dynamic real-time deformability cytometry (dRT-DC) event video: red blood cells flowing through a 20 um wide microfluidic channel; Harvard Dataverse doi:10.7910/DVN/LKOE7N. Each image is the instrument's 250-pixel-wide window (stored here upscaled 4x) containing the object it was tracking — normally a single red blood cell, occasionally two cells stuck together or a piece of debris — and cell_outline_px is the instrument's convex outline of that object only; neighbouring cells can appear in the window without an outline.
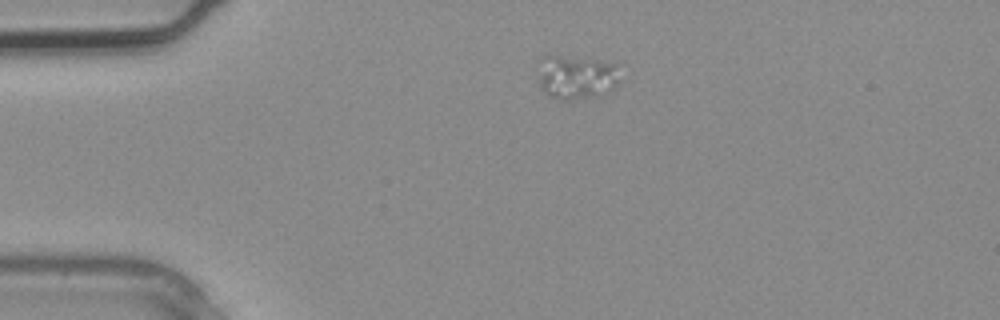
{"species": "common noctule bat (a hibernating species)", "species_latin": "Nyctalus noctula", "temperature_condition": "warm", "stored_images_in_passage": 3, "camera_frame_rate_fps": 3000, "um_per_image_px": 0.085, "animal": {"sex": "male", "body_mass_g": 20.4}, "frame": {"image": 1, "passage_image": 3, "time_ms": 0.667, "image_size_px": [1000, 320], "cell_outline_px": [[620, 64], [616, 84], [612, 88], [596, 96], [572, 100], [560, 100], [544, 92], [540, 88], [540, 56], [560, 56], [616, 60]], "centroid_in_image_um": [49.04, 6.51], "position_along_channel_um": 36.0, "area_um2": 21.27}}